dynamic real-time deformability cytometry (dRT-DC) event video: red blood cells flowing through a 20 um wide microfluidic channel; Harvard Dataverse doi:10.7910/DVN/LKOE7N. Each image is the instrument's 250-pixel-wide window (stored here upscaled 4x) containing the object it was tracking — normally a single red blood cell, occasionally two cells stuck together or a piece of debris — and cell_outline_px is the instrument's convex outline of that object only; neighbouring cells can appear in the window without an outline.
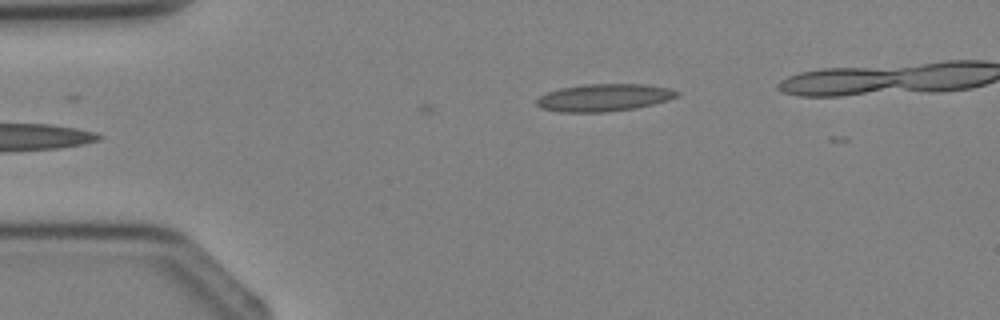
{"species": "Egyptian fruit bat (a non-hibernating species)", "species_latin": "Rousettus aegyptiacus", "temperature_condition": "cold", "stored_images_in_passage": 3, "camera_frame_rate_fps": 3000, "um_per_image_px": 0.085, "animal": {"sex": "female"}, "frame": {"image": 1, "passage_image": 3, "time_ms": 3.333, "image_size_px": [1000, 320], "cell_outline_px": [[680, 92], [676, 96], [668, 100], [652, 104], [632, 108], [608, 112], [560, 112], [540, 108], [536, 104], [536, 100], [540, 96], [548, 92], [560, 88], [584, 84], [648, 84], [668, 88]], "centroid_in_image_um": [51.31, 8.29], "position_along_channel_um": 33.7, "area_um2": 22.31}}